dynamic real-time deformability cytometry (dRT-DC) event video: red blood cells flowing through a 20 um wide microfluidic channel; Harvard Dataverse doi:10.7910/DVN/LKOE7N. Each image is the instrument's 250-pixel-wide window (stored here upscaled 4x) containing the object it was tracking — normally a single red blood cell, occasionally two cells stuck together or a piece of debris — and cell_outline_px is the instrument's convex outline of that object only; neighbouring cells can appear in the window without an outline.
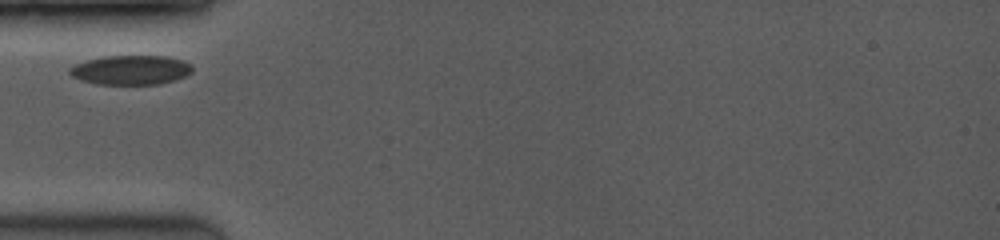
{"species": "common noctule bat (a hibernating species)", "species_latin": "Nyctalus noctula", "temperature_condition": "room temperature", "stored_images_in_passage": 17, "camera_frame_rate_fps": 3500, "um_per_image_px": 0.085, "animal": {"sex": "female", "body_mass_g": 19.0, "forearm_length_mm": 53.3}, "frame": {"image": 1, "passage_image": 1, "time_ms": 0.0, "image_size_px": [1000, 240], "cell_outline_px": [[192, 72], [184, 76], [172, 80], [156, 84], [96, 84], [80, 80], [72, 76], [68, 72], [68, 68], [76, 64], [88, 60], [104, 56], [164, 56], [180, 60], [192, 64]], "centroid_in_image_um": [11.08, 5.95], "position_along_channel_um": 73.9, "area_um2": 20.81}}
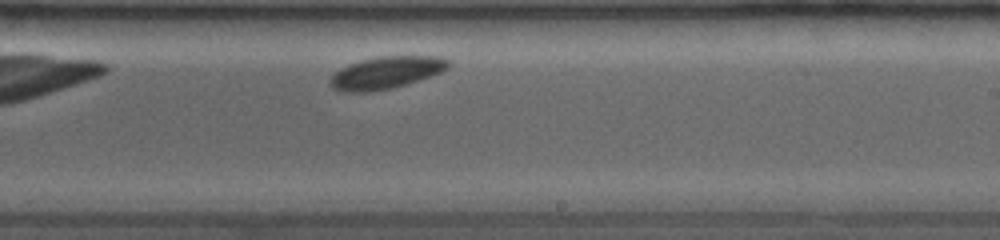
{"frame": {"image": 2, "passage_image": 12, "time_ms": 4.857, "image_size_px": [1000, 240], "cell_outline_px": [[452, 64], [448, 68], [440, 72], [392, 88], [368, 92], [344, 92], [332, 88], [328, 84], [332, 76], [340, 68], [348, 64], [360, 60], [380, 56], [440, 56], [448, 60]], "centroid_in_image_um": [32.79, 6.17], "position_along_channel_um": 256.2, "area_um2": 22.08}}
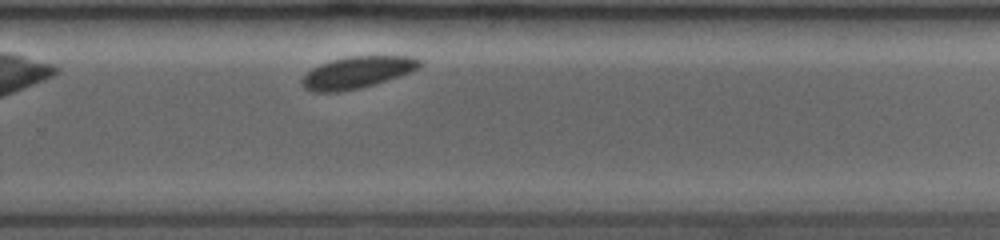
{"frame": {"image": 3, "passage_image": 15, "time_ms": 6.0, "image_size_px": [1000, 240], "cell_outline_px": [[424, 64], [420, 68], [388, 80], [376, 84], [360, 88], [340, 92], [312, 92], [304, 88], [300, 84], [300, 80], [312, 68], [320, 64], [332, 60], [352, 56], [412, 56], [420, 60]], "centroid_in_image_um": [30.36, 6.16], "position_along_channel_um": 299.4, "area_um2": 21.96}}